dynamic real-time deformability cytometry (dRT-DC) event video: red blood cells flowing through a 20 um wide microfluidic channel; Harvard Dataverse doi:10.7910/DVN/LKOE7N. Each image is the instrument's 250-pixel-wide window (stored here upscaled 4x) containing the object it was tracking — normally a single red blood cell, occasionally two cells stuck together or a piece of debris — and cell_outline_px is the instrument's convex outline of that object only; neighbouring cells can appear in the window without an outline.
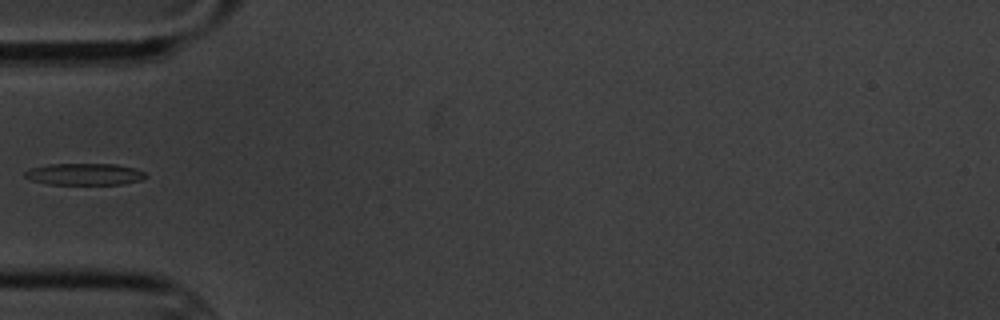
{"species": "common noctule bat (a hibernating species)", "species_latin": "Nyctalus noctula", "temperature_condition": "cold", "stored_images_in_passage": 4, "camera_frame_rate_fps": 3000, "um_per_image_px": 0.085, "animal": {"sex": "male", "body_mass_g": 20.1, "forearm_length_mm": 53.5}, "frame": {"image": 1, "passage_image": 4, "time_ms": 4.333, "image_size_px": [1000, 320], "cell_outline_px": [[148, 176], [144, 180], [124, 184], [48, 184], [32, 180], [24, 176], [24, 172], [32, 168], [48, 164], [116, 164], [136, 168], [144, 172]], "centroid_in_image_um": [7.25, 14.8], "position_along_channel_um": 77.8, "area_um2": 15.37}}